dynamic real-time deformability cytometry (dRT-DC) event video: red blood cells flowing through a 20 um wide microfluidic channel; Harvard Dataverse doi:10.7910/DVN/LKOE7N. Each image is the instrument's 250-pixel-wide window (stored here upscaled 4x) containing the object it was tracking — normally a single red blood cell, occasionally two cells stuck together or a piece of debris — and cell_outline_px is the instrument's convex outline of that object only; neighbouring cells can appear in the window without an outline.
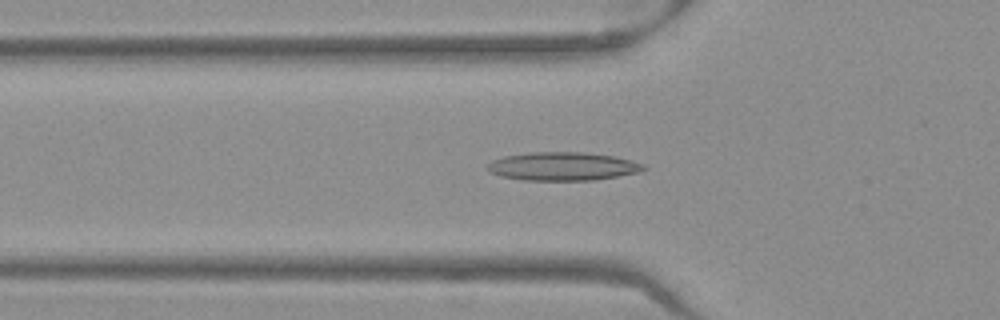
{"species": "Egyptian fruit bat (a non-hibernating species)", "species_latin": "Rousettus aegyptiacus", "temperature_condition": "warm", "stored_images_in_passage": 50, "camera_frame_rate_fps": 3000, "um_per_image_px": 0.085, "frame": {"image": 1, "passage_image": 17, "time_ms": 5.333, "image_size_px": [1000, 320], "cell_outline_px": [[648, 168], [640, 172], [592, 180], [524, 180], [500, 176], [488, 172], [488, 164], [492, 160], [504, 156], [528, 152], [584, 152], [612, 156], [644, 164]], "centroid_in_image_um": [47.8, 14.13], "position_along_channel_um": 78.0, "area_um2": 25.72}}
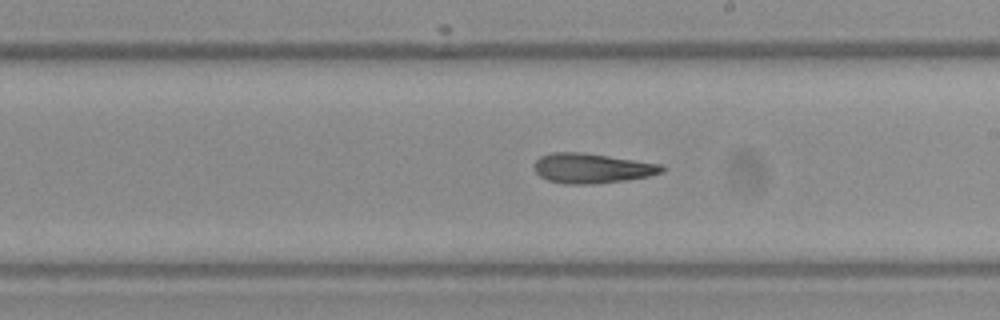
{"frame": {"image": 2, "passage_image": 29, "time_ms": 9.333, "image_size_px": [1000, 320], "cell_outline_px": [[664, 172], [648, 176], [624, 180], [596, 184], [564, 184], [548, 180], [540, 176], [532, 168], [532, 164], [540, 156], [552, 152], [584, 152], [664, 164]], "centroid_in_image_um": [50.3, 14.29], "position_along_channel_um": 238.7, "area_um2": 22.54}}
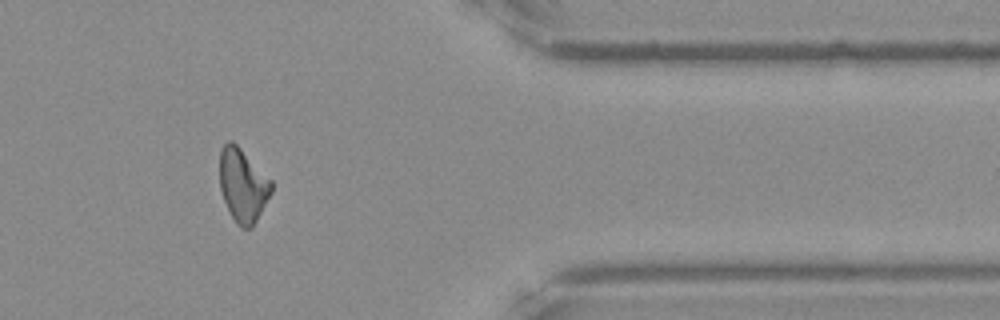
{"frame": {"image": 3, "passage_image": 42, "time_ms": 13.667, "image_size_px": [1000, 320], "cell_outline_px": [[272, 192], [252, 228], [240, 228], [236, 224], [224, 200], [220, 188], [220, 148], [228, 140], [232, 140], [272, 180]], "centroid_in_image_um": [20.64, 15.74], "position_along_channel_um": 390.8, "area_um2": 22.02}, "authors_computed_cell_mechanics": {"area_um2": 22.7443, "velocity_mm_per_s": 3.9913, "shape_relaxation_time_tau1_ms": null, "shape_relaxation_time_tau2_ms": 4.5428, "deformation_change_tau1": null, "deformation_change_tau2": 0.1498}}